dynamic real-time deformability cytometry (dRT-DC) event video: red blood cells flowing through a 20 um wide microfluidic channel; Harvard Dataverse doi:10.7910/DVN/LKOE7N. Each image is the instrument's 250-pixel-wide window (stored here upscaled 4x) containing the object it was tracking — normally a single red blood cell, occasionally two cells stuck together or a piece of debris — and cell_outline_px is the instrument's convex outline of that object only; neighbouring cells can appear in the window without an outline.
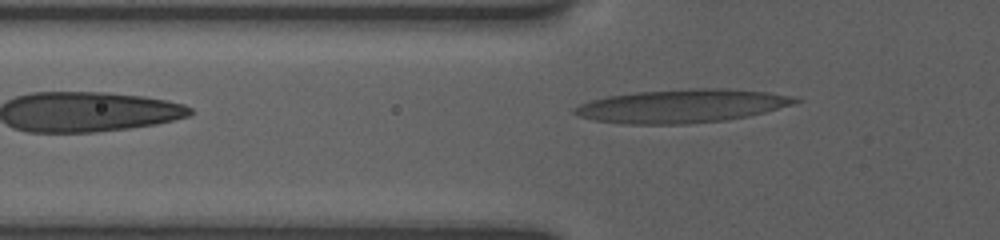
{"species": "human", "species_latin": "Homo sapiens", "temperature_condition": "room temperature", "stored_images_in_passage": 12, "camera_frame_rate_fps": 3000, "um_per_image_px": 0.085, "donor": {"sex": "female"}, "frame": {"image": 1, "passage_image": 2, "time_ms": 0.333, "image_size_px": [1000, 240], "cell_outline_px": [[800, 100], [792, 104], [764, 112], [748, 116], [724, 120], [684, 124], [628, 124], [596, 120], [576, 116], [572, 112], [572, 108], [580, 104], [592, 100], [608, 96], [636, 92], [692, 88], [724, 88], [768, 92], [796, 96]], "centroid_in_image_um": [57.94, 9.0], "position_along_channel_um": 67.9, "area_um2": 42.83}}
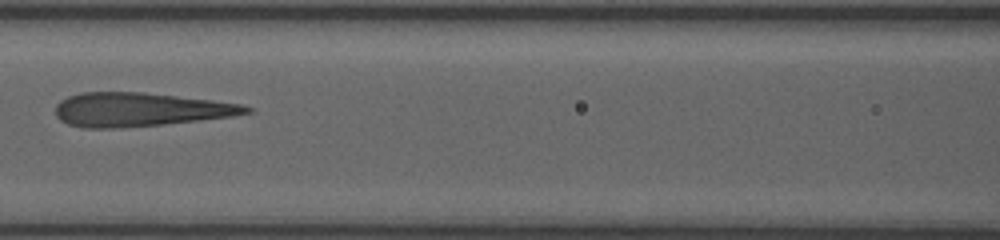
{"frame": {"image": 2, "passage_image": 7, "time_ms": 2.667, "image_size_px": [1000, 240], "cell_outline_px": [[252, 112], [232, 116], [164, 124], [120, 128], [84, 128], [68, 124], [60, 120], [56, 116], [56, 104], [60, 100], [68, 96], [80, 92], [144, 92], [212, 100], [240, 104], [252, 108]], "centroid_in_image_um": [11.85, 9.31], "position_along_channel_um": 154.8, "area_um2": 37.51}}
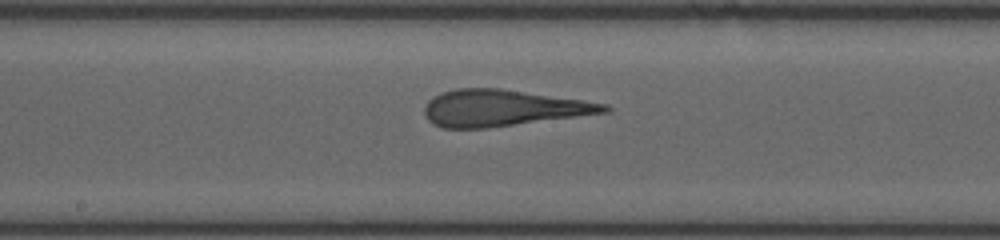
{"frame": {"image": 3, "passage_image": 11, "time_ms": 4.0, "image_size_px": [1000, 240], "cell_outline_px": [[612, 108], [608, 112], [484, 128], [444, 128], [432, 124], [424, 116], [424, 108], [428, 100], [432, 96], [440, 92], [456, 88], [500, 88], [608, 104]], "centroid_in_image_um": [42.66, 9.17], "position_along_channel_um": 205.5, "area_um2": 37.92}}